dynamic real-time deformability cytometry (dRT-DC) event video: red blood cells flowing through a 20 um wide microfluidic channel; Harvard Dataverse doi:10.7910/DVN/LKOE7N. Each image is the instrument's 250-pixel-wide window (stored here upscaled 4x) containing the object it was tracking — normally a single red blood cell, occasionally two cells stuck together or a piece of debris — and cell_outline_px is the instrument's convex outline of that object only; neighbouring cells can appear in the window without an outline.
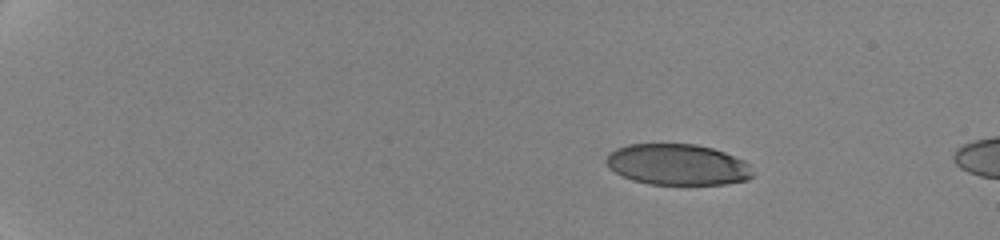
{"species": "human", "species_latin": "Homo sapiens", "temperature_condition": "cold", "stored_images_in_passage": 4, "camera_frame_rate_fps": 3000, "um_per_image_px": 0.085, "donor": {"sex": "female"}, "frame": {"image": 1, "passage_image": 1, "time_ms": 0.0, "image_size_px": [1000, 240], "cell_outline_px": [[752, 176], [748, 180], [724, 184], [648, 184], [632, 180], [608, 168], [604, 160], [608, 152], [616, 148], [628, 144], [696, 144], [712, 148], [724, 152], [744, 160], [752, 164]], "centroid_in_image_um": [57.58, 13.98], "position_along_channel_um": 27.4, "area_um2": 35.32}}